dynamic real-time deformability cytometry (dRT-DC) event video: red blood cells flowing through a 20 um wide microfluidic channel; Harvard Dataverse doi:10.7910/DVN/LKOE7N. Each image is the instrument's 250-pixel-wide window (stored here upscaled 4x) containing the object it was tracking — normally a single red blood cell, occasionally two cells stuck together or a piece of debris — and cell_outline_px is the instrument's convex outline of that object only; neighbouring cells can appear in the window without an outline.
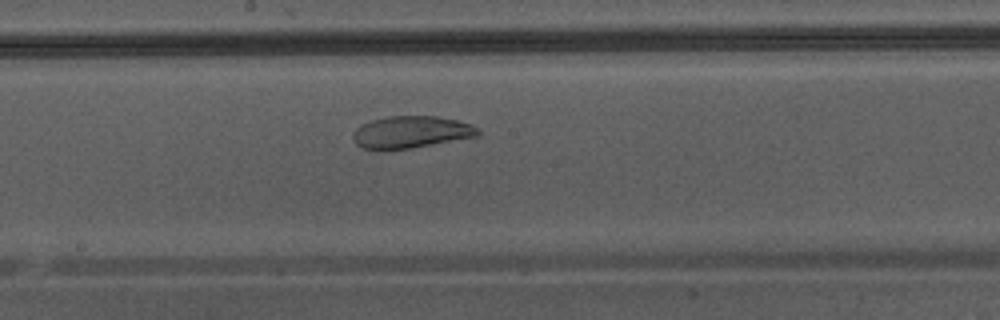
{"species": "Egyptian fruit bat (a non-hibernating species)", "species_latin": "Rousettus aegyptiacus", "temperature_condition": "warm", "stored_images_in_passage": 24, "camera_frame_rate_fps": 3000, "um_per_image_px": 0.085, "animal": {"sex": "male"}, "frame": {"image": 1, "passage_image": 11, "time_ms": 3.333, "image_size_px": [1000, 320], "cell_outline_px": [[480, 132], [476, 136], [412, 148], [388, 152], [380, 152], [364, 148], [356, 144], [352, 140], [352, 132], [360, 124], [372, 120], [388, 116], [436, 116], [456, 120], [472, 124], [480, 128]], "centroid_in_image_um": [34.86, 11.25], "position_along_channel_um": 213.3, "area_um2": 23.93}}
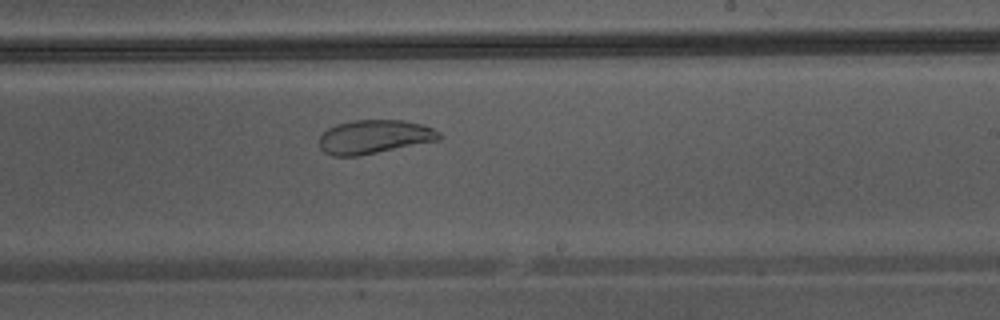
{"frame": {"image": 2, "passage_image": 14, "time_ms": 4.333, "image_size_px": [1000, 320], "cell_outline_px": [[440, 140], [356, 156], [332, 156], [324, 152], [320, 148], [320, 136], [328, 128], [336, 124], [352, 120], [404, 120], [424, 124], [440, 132]], "centroid_in_image_um": [31.82, 11.62], "position_along_channel_um": 257.2, "area_um2": 23.58}}